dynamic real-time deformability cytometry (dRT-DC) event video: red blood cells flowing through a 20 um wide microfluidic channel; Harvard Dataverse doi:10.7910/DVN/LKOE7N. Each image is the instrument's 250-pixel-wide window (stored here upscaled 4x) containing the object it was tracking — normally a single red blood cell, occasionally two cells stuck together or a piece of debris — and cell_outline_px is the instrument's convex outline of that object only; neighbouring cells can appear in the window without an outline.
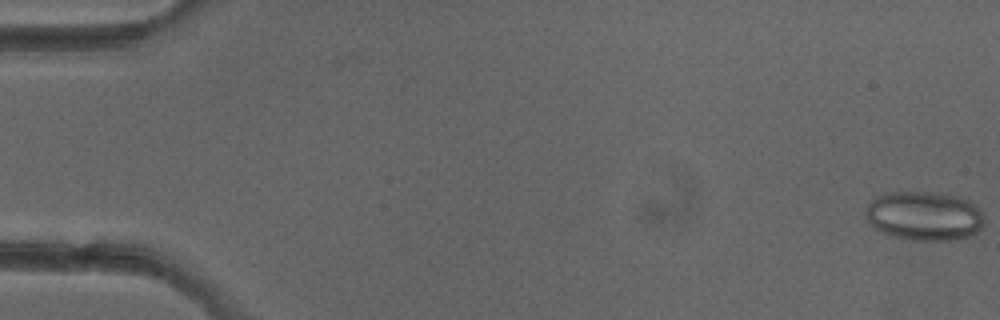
{"species": "common noctule bat (a hibernating species)", "species_latin": "Nyctalus noctula", "temperature_condition": "cold", "stored_images_in_passage": 6, "camera_frame_rate_fps": 3000, "um_per_image_px": 0.085, "animal": {"sex": "female"}, "frame": {"image": 1, "passage_image": 1, "time_ms": 0.0, "image_size_px": [1000, 320], "cell_outline_px": [[984, 224], [972, 236], [956, 240], [908, 240], [892, 236], [880, 232], [872, 228], [864, 216], [864, 208], [872, 200], [888, 192], [928, 192], [956, 196], [968, 200], [976, 204], [980, 212]], "centroid_in_image_um": [78.52, 18.37], "position_along_channel_um": 6.5, "area_um2": 34.28}}